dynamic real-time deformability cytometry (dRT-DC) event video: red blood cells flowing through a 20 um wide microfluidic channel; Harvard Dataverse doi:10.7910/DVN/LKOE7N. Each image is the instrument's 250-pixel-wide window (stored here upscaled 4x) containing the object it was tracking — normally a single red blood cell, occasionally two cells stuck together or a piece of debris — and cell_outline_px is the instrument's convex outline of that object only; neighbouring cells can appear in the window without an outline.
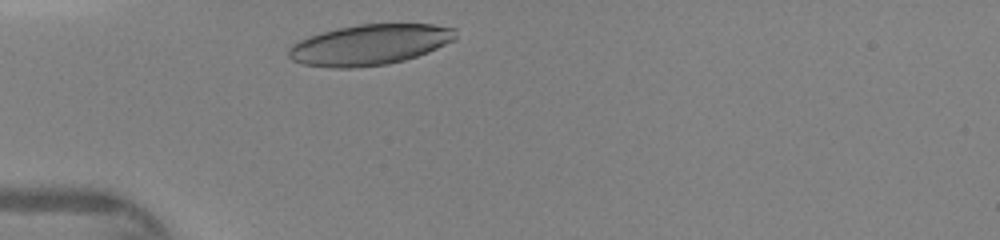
{"species": "human", "species_latin": "Homo sapiens", "temperature_condition": "warm", "stored_images_in_passage": 26, "camera_frame_rate_fps": 3000, "um_per_image_px": 0.085, "donor": {"sex": "female"}, "frame": {"image": 1, "passage_image": 2, "time_ms": 0.333, "image_size_px": [1000, 240], "cell_outline_px": [[456, 40], [428, 52], [404, 60], [388, 64], [352, 68], [332, 68], [304, 64], [292, 60], [288, 56], [288, 48], [292, 44], [308, 36], [340, 28], [360, 24], [432, 24], [456, 28]], "centroid_in_image_um": [31.44, 3.8], "position_along_channel_um": 53.6, "area_um2": 39.48}}
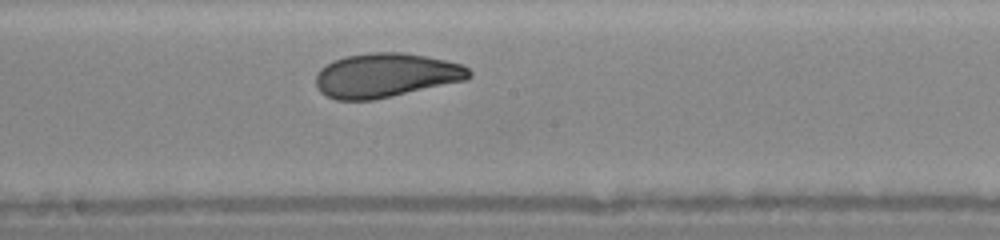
{"frame": {"image": 2, "passage_image": 14, "time_ms": 4.333, "image_size_px": [1000, 240], "cell_outline_px": [[472, 76], [468, 80], [392, 96], [372, 100], [336, 100], [320, 92], [316, 84], [316, 76], [320, 68], [332, 60], [344, 56], [372, 52], [404, 52], [444, 60], [460, 64], [468, 68], [472, 72]], "centroid_in_image_um": [32.79, 6.4], "position_along_channel_um": 215.4, "area_um2": 39.59}}
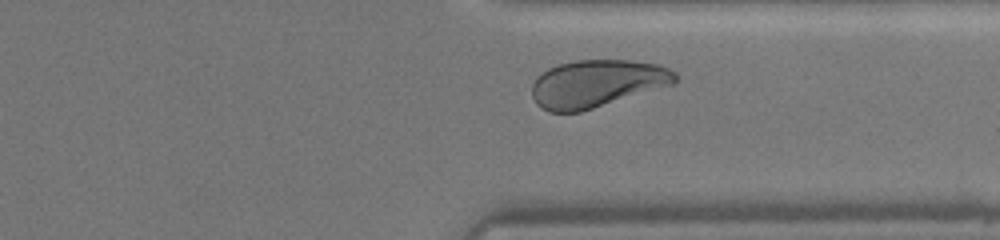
{"frame": {"image": 3, "passage_image": 24, "time_ms": 7.667, "image_size_px": [1000, 240], "cell_outline_px": [[676, 84], [580, 112], [548, 112], [540, 108], [536, 104], [532, 96], [532, 84], [536, 76], [548, 68], [560, 64], [576, 60], [632, 60], [660, 64], [676, 72]], "centroid_in_image_um": [50.74, 7.1], "position_along_channel_um": 360.7, "area_um2": 40.06}}